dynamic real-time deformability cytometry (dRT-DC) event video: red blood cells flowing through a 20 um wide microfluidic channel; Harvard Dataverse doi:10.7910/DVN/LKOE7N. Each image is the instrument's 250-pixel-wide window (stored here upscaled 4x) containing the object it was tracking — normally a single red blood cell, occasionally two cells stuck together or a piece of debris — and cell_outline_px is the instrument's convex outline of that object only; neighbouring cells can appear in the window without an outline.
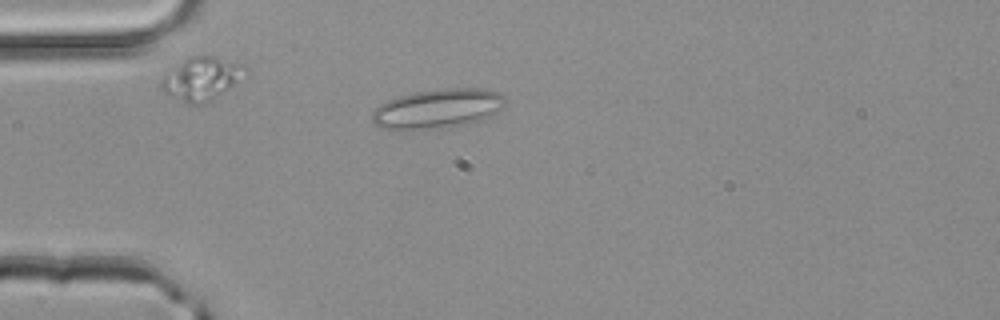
{"species": "common noctule bat (a hibernating species)", "species_latin": "Nyctalus noctula", "temperature_condition": "room temperature", "stored_images_in_passage": 37, "camera_frame_rate_fps": 3000, "um_per_image_px": 0.085, "animal": {"sex": "male", "body_mass_g": 20.4}, "frame": {"image": 1, "passage_image": 1, "time_ms": 0.0, "image_size_px": [1000, 320], "cell_outline_px": [[508, 100], [500, 108], [488, 116], [476, 120], [448, 128], [400, 132], [380, 128], [372, 120], [372, 112], [380, 104], [396, 96], [416, 92], [444, 88], [484, 88], [500, 92]], "centroid_in_image_um": [37.14, 9.25], "position_along_channel_um": 47.9, "area_um2": 31.1}}
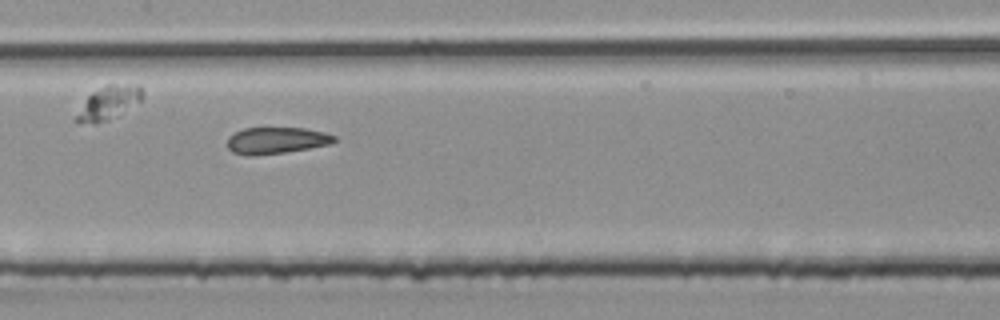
{"frame": {"image": 2, "passage_image": 12, "time_ms": 3.667, "image_size_px": [1000, 320], "cell_outline_px": [[336, 140], [332, 144], [284, 152], [256, 156], [248, 156], [232, 152], [228, 148], [228, 136], [244, 128], [304, 128], [324, 132], [336, 136]], "centroid_in_image_um": [23.48, 11.94], "position_along_channel_um": 183.9, "area_um2": 16.59}}
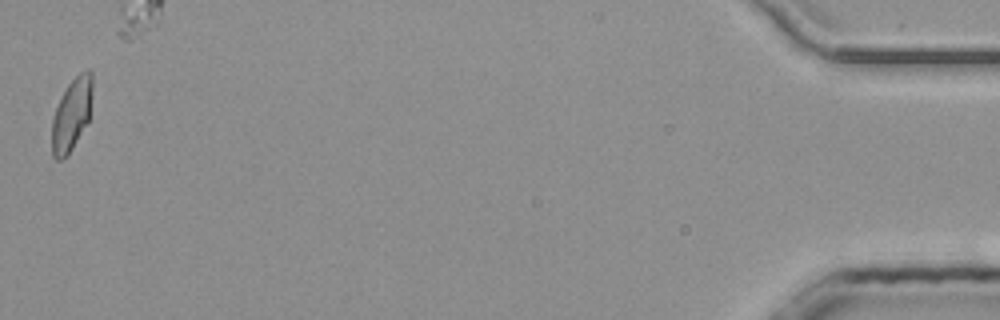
{"frame": {"image": 3, "passage_image": 37, "time_ms": 12.0, "image_size_px": [1000, 320], "cell_outline_px": [[92, 88], [88, 120], [68, 156], [60, 160], [56, 160], [52, 156], [52, 120], [56, 108], [68, 84], [80, 72], [88, 68], [92, 72]], "centroid_in_image_um": [6.08, 9.74], "position_along_channel_um": 429.1, "area_um2": 16.82}}